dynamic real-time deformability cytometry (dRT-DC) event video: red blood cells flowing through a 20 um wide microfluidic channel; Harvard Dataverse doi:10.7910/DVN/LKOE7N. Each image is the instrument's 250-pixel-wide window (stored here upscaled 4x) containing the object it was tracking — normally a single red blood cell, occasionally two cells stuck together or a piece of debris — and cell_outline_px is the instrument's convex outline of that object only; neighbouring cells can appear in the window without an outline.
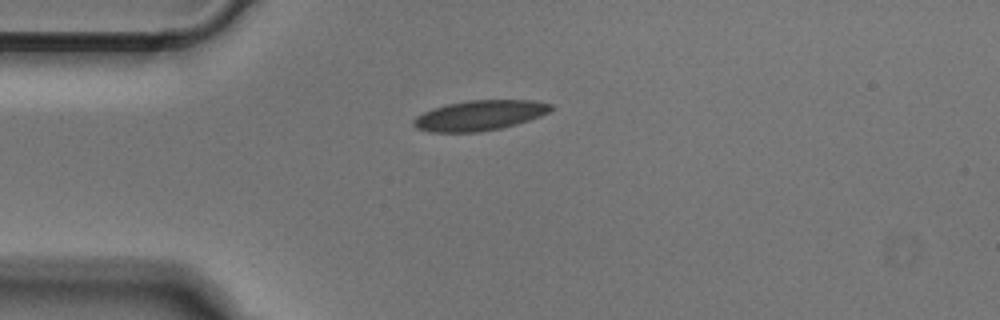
{"species": "Egyptian fruit bat (a non-hibernating species)", "species_latin": "Rousettus aegyptiacus", "temperature_condition": "cold", "stored_images_in_passage": 40, "camera_frame_rate_fps": 3000, "um_per_image_px": 0.085, "animal": {"sex": "male"}, "frame": {"image": 1, "passage_image": 1, "time_ms": 0.0, "image_size_px": [1000, 320], "cell_outline_px": [[556, 108], [540, 116], [516, 124], [500, 128], [476, 132], [428, 132], [416, 128], [412, 124], [412, 120], [416, 116], [432, 108], [448, 104], [468, 100], [532, 100], [552, 104]], "centroid_in_image_um": [40.75, 9.8], "position_along_channel_um": 44.2, "area_um2": 24.16}}
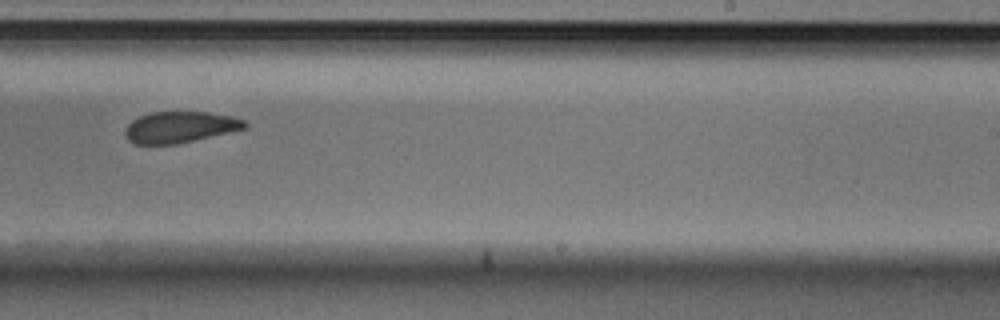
{"frame": {"image": 2, "passage_image": 20, "time_ms": 6.333, "image_size_px": [1000, 320], "cell_outline_px": [[248, 128], [176, 144], [136, 144], [128, 140], [124, 132], [128, 124], [132, 120], [140, 116], [152, 112], [208, 112], [232, 116], [244, 120], [248, 124]], "centroid_in_image_um": [15.31, 10.8], "position_along_channel_um": 273.7, "area_um2": 21.73}}
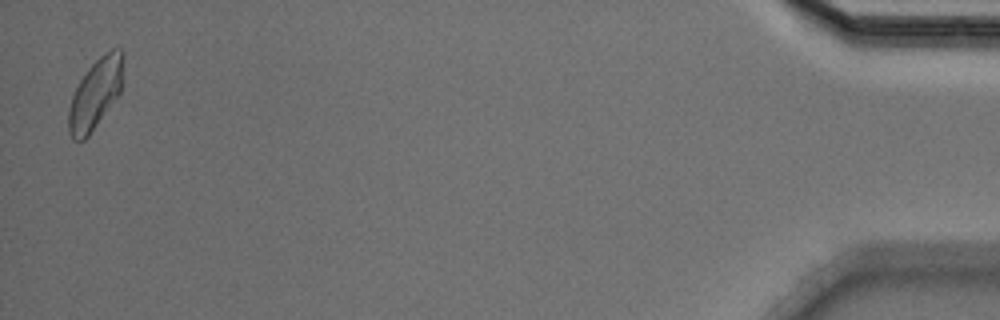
{"frame": {"image": 3, "passage_image": 39, "time_ms": 12.667, "image_size_px": [1000, 320], "cell_outline_px": [[124, 56], [120, 92], [88, 136], [84, 140], [72, 140], [68, 132], [68, 108], [72, 96], [80, 80], [88, 68], [104, 52], [112, 48], [124, 48]], "centroid_in_image_um": [8.11, 7.94], "position_along_channel_um": 427.1, "area_um2": 22.25}}